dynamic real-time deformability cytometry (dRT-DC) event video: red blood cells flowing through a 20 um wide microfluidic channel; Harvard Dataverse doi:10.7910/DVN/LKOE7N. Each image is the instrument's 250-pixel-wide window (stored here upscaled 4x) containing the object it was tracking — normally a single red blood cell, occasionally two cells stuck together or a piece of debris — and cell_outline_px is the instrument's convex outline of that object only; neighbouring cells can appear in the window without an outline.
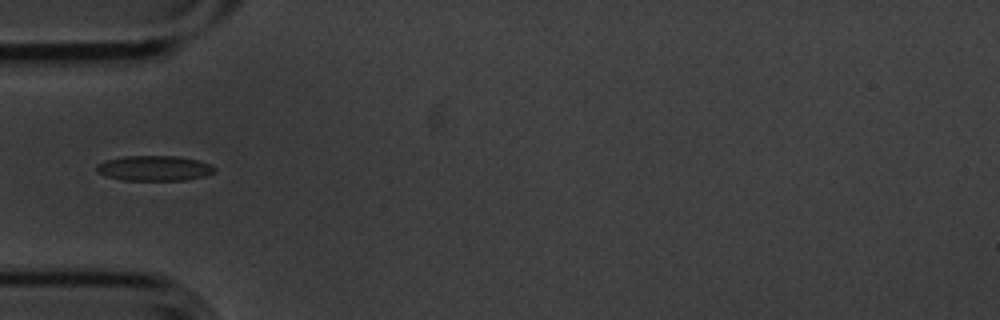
{"species": "common noctule bat (a hibernating species)", "species_latin": "Nyctalus noctula", "temperature_condition": "cold", "stored_images_in_passage": 15, "camera_frame_rate_fps": 3000, "um_per_image_px": 0.085, "animal": {"sex": "male", "body_mass_g": 20.1, "forearm_length_mm": 53.5}, "frame": {"image": 1, "passage_image": 5, "time_ms": 1.333, "image_size_px": [1000, 320], "cell_outline_px": [[216, 172], [204, 176], [184, 180], [124, 180], [104, 176], [96, 172], [96, 164], [104, 160], [124, 156], [176, 156], [196, 160], [212, 164], [216, 168]], "centroid_in_image_um": [13.09, 14.3], "position_along_channel_um": 71.9, "area_um2": 17.46}}
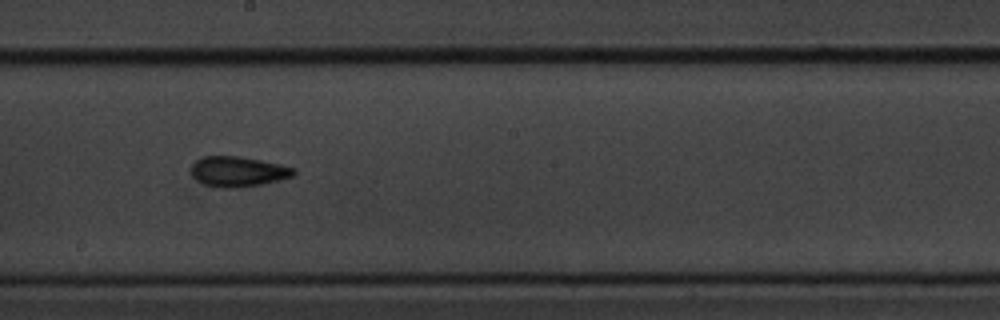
{"frame": {"image": 2, "passage_image": 9, "time_ms": 2.667, "image_size_px": [1000, 320], "cell_outline_px": [[296, 172], [292, 176], [280, 180], [260, 184], [236, 188], [220, 188], [204, 184], [196, 180], [192, 176], [192, 164], [196, 160], [204, 156], [236, 156], [260, 160], [280, 164], [296, 168]], "centroid_in_image_um": [20.23, 14.58], "position_along_channel_um": 228.0, "area_um2": 18.03}}
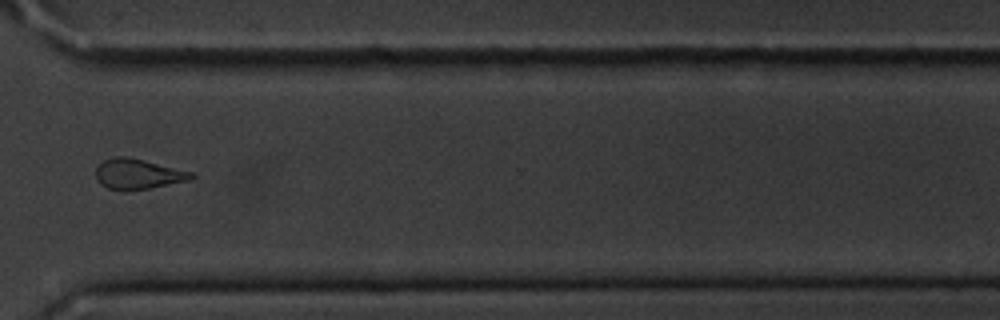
{"frame": {"image": 3, "passage_image": 12, "time_ms": 3.667, "image_size_px": [1000, 320], "cell_outline_px": [[196, 176], [188, 180], [148, 188], [108, 188], [100, 184], [96, 180], [96, 168], [104, 160], [116, 156], [124, 156], [192, 172]], "centroid_in_image_um": [11.69, 14.77], "position_along_channel_um": 358.9, "area_um2": 16.01}}